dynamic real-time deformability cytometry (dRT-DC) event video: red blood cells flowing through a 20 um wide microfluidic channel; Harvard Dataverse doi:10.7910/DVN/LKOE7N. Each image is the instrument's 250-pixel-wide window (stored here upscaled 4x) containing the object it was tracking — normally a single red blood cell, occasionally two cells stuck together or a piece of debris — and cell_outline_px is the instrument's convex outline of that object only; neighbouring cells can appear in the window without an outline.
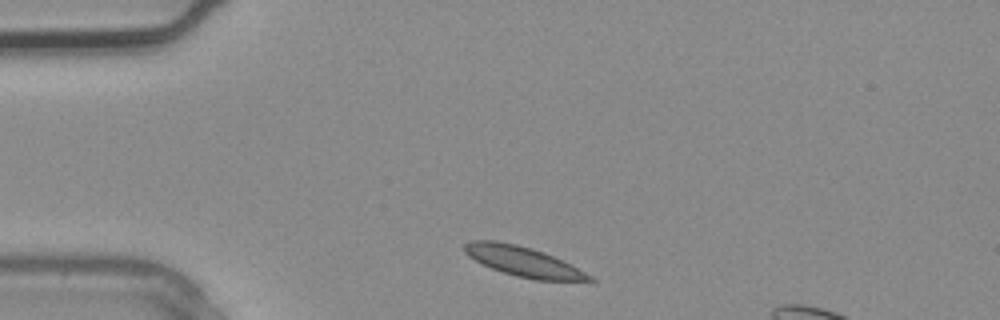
{"species": "common noctule bat (a hibernating species)", "species_latin": "Nyctalus noctula", "temperature_condition": "warm", "stored_images_in_passage": 3, "camera_frame_rate_fps": 3000, "um_per_image_px": 0.085, "animal": {"sex": "male", "body_mass_g": 20.4}, "frame": {"image": 1, "passage_image": 3, "time_ms": 0.667, "image_size_px": [1000, 320], "cell_outline_px": [[596, 280], [536, 280], [516, 276], [492, 268], [468, 256], [464, 252], [464, 244], [472, 240], [496, 240], [516, 244], [532, 248], [544, 252], [592, 276]], "centroid_in_image_um": [44.4, 22.2], "position_along_channel_um": 40.6, "area_um2": 21.21}}